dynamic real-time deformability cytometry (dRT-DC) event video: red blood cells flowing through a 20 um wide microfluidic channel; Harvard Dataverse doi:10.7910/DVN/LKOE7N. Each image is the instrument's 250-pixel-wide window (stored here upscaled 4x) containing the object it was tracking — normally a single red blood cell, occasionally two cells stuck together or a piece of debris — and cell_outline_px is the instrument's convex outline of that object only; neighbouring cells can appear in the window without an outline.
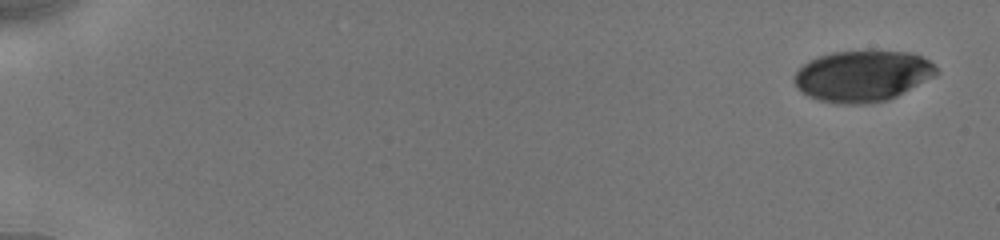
{"species": "human", "species_latin": "Homo sapiens", "temperature_condition": "cold", "stored_images_in_passage": 29, "camera_frame_rate_fps": 3000, "um_per_image_px": 0.085, "donor": {"sex": "male"}, "frame": {"image": 1, "passage_image": 1, "time_ms": 0.0, "image_size_px": [1000, 240], "cell_outline_px": [[940, 72], [936, 76], [888, 100], [868, 104], [836, 104], [820, 100], [808, 96], [796, 88], [796, 72], [808, 60], [832, 52], [912, 52], [928, 60]], "centroid_in_image_um": [73.33, 6.48], "position_along_channel_um": 11.7, "area_um2": 42.02}}
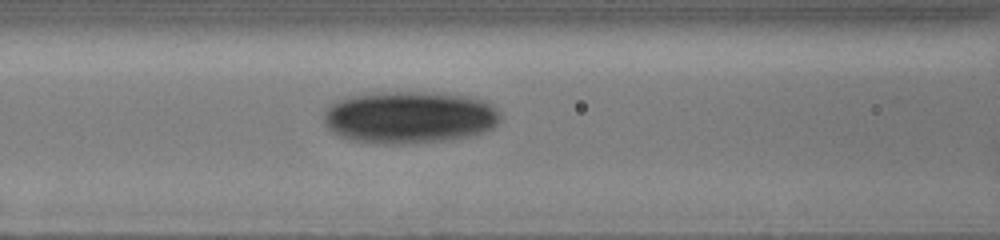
{"frame": {"image": 2, "passage_image": 17, "time_ms": 7.667, "image_size_px": [1000, 240], "cell_outline_px": [[500, 120], [492, 128], [484, 132], [472, 136], [444, 140], [404, 144], [376, 144], [352, 140], [340, 136], [332, 132], [324, 124], [324, 108], [328, 104], [336, 100], [348, 96], [368, 92], [448, 92], [472, 96], [488, 100], [500, 112]], "centroid_in_image_um": [34.8, 9.94], "position_along_channel_um": 131.8, "area_um2": 55.08}}
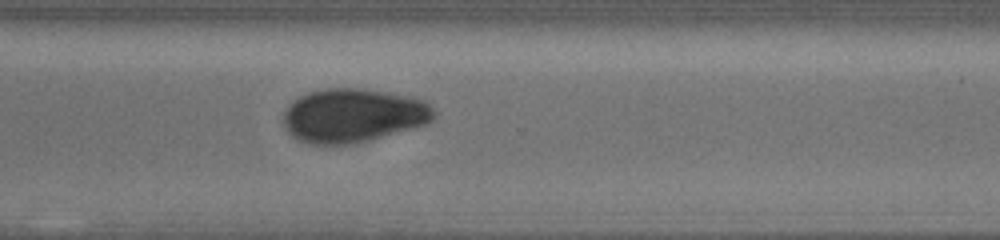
{"frame": {"image": 3, "passage_image": 29, "time_ms": 13.0, "image_size_px": [1000, 240], "cell_outline_px": [[436, 116], [428, 124], [356, 144], [308, 144], [292, 136], [284, 128], [284, 112], [288, 104], [292, 100], [308, 92], [328, 88], [356, 88], [384, 92], [424, 100], [436, 112]], "centroid_in_image_um": [30.0, 9.83], "position_along_channel_um": 340.6, "area_um2": 47.28}}